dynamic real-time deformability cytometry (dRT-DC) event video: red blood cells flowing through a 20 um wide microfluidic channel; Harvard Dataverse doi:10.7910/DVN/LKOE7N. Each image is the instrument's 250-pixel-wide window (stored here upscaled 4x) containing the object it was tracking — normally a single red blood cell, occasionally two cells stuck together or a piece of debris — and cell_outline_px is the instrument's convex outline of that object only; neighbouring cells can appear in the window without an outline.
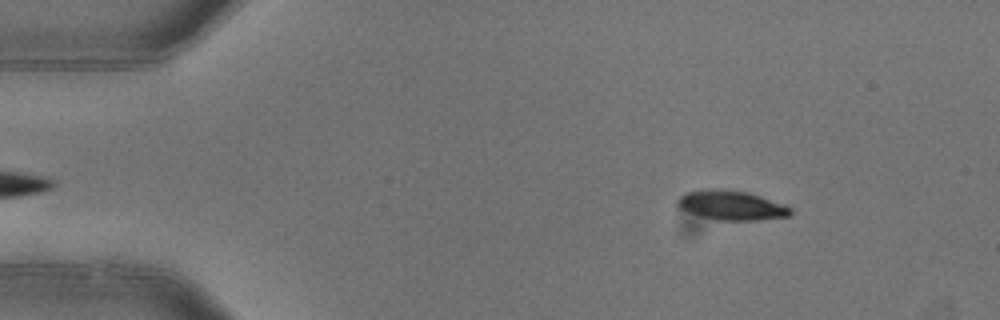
{"species": "common noctule bat (a hibernating species)", "species_latin": "Nyctalus noctula", "temperature_condition": "warm", "stored_images_in_passage": 3, "camera_frame_rate_fps": 3000, "um_per_image_px": 0.085, "animal": {"sex": "female"}, "frame": {"image": 1, "passage_image": 1, "time_ms": 0.0, "image_size_px": [1000, 320], "cell_outline_px": [[792, 212], [788, 216], [756, 220], [716, 220], [688, 212], [676, 208], [676, 200], [684, 192], [700, 188], [716, 188], [748, 192], [784, 204], [792, 208]], "centroid_in_image_um": [62.09, 17.43], "position_along_channel_um": 22.9, "area_um2": 19.71}}
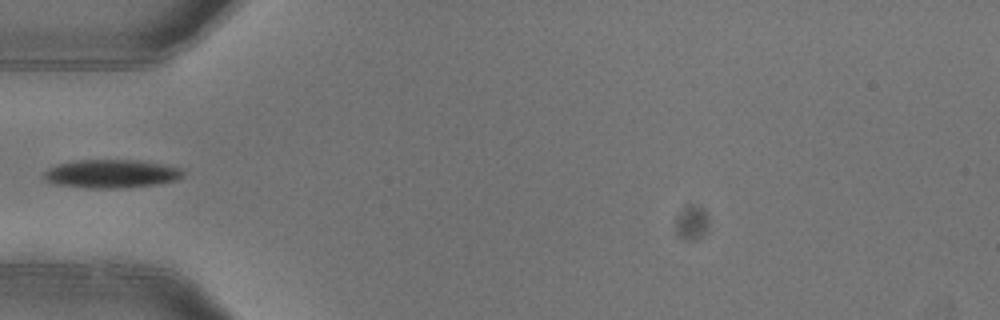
{"frame": {"image": 2, "passage_image": 3, "time_ms": 0.667, "image_size_px": [1000, 320], "cell_outline_px": [[184, 176], [176, 180], [156, 184], [116, 188], [88, 188], [56, 184], [48, 180], [44, 176], [44, 172], [48, 168], [56, 164], [72, 160], [140, 160], [184, 168]], "centroid_in_image_um": [9.49, 14.75], "position_along_channel_um": 75.5, "area_um2": 23.06}}